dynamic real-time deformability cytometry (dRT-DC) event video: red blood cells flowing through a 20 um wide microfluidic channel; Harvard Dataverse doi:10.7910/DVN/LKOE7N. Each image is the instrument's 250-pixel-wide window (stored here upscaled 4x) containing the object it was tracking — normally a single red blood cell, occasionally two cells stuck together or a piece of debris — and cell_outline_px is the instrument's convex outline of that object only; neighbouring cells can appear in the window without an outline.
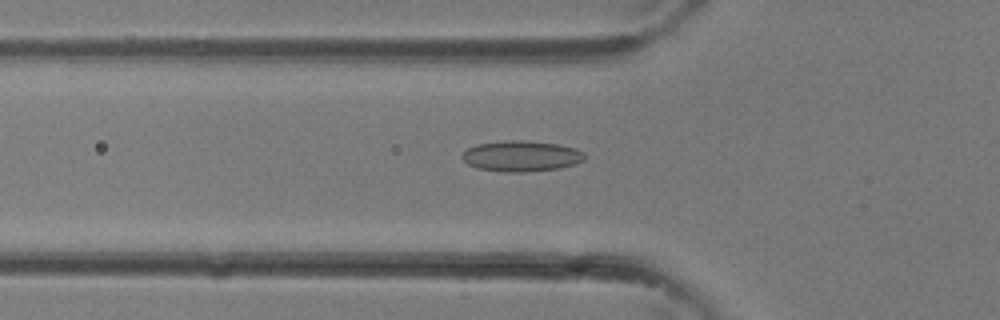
{"species": "common noctule bat (a hibernating species)", "species_latin": "Nyctalus noctula", "temperature_condition": "room temperature", "stored_images_in_passage": 34, "camera_frame_rate_fps": 3000, "um_per_image_px": 0.085, "animal": {"sex": "female"}, "frame": {"image": 1, "passage_image": 12, "time_ms": 3.667, "image_size_px": [1000, 320], "cell_outline_px": [[584, 160], [576, 164], [560, 168], [524, 172], [504, 172], [476, 168], [468, 164], [460, 156], [468, 148], [476, 144], [504, 140], [520, 140], [560, 144], [576, 148], [584, 152]], "centroid_in_image_um": [44.31, 13.26], "position_along_channel_um": 81.5, "area_um2": 22.14}}
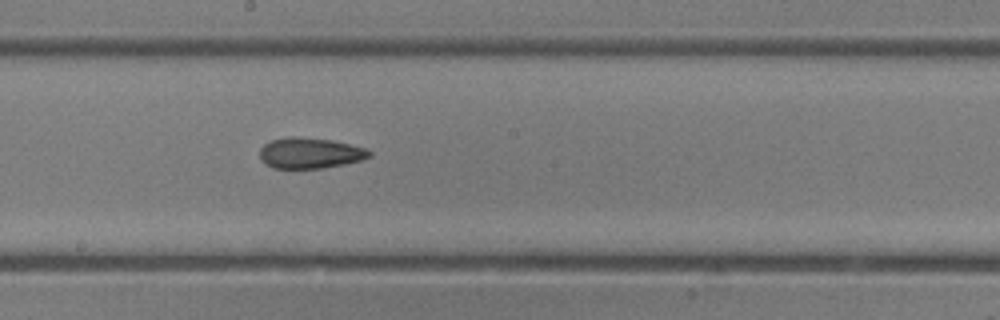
{"frame": {"image": 2, "passage_image": 19, "time_ms": 6.0, "image_size_px": [1000, 320], "cell_outline_px": [[372, 156], [360, 160], [344, 164], [324, 168], [272, 168], [264, 164], [260, 160], [260, 148], [264, 144], [272, 140], [288, 136], [296, 136], [332, 140], [364, 148], [372, 152]], "centroid_in_image_um": [26.31, 13.01], "position_along_channel_um": 221.9, "area_um2": 19.71}}
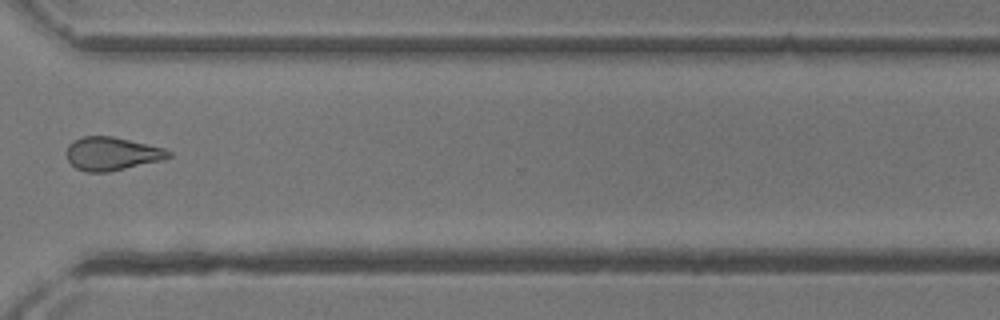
{"frame": {"image": 3, "passage_image": 26, "time_ms": 8.333, "image_size_px": [1000, 320], "cell_outline_px": [[172, 156], [164, 160], [108, 172], [84, 172], [76, 168], [68, 160], [68, 144], [72, 140], [84, 136], [112, 136], [164, 148], [172, 152]], "centroid_in_image_um": [9.53, 13.07], "position_along_channel_um": 361.1, "area_um2": 19.83}}